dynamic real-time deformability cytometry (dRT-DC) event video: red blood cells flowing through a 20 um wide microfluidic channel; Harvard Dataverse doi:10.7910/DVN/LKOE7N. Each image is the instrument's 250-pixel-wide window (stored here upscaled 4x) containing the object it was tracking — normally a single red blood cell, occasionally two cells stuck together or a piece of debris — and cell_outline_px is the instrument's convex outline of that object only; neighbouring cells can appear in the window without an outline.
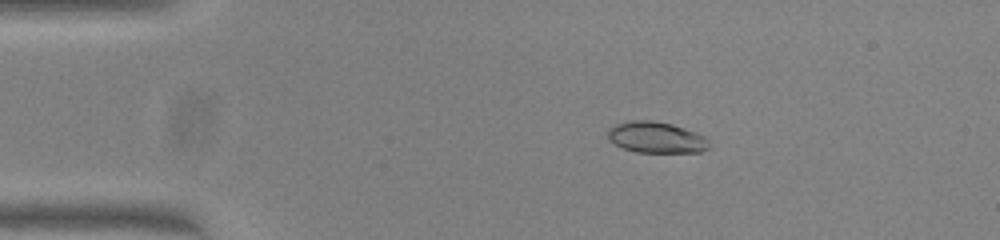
{"species": "common noctule bat (a hibernating species)", "species_latin": "Nyctalus noctula", "temperature_condition": "warm", "stored_images_in_passage": 47, "camera_frame_rate_fps": 3000, "um_per_image_px": 0.085, "animal": {"sex": "female", "body_mass_g": 23.0, "forearm_length_mm": 53.4}, "frame": {"image": 1, "passage_image": 6, "time_ms": 1.667, "image_size_px": [1000, 240], "cell_outline_px": [[708, 148], [700, 152], [636, 152], [624, 148], [608, 140], [608, 128], [616, 124], [632, 120], [652, 120], [672, 124], [696, 132], [704, 136], [708, 140]], "centroid_in_image_um": [55.76, 11.67], "position_along_channel_um": 29.2, "area_um2": 18.32}}
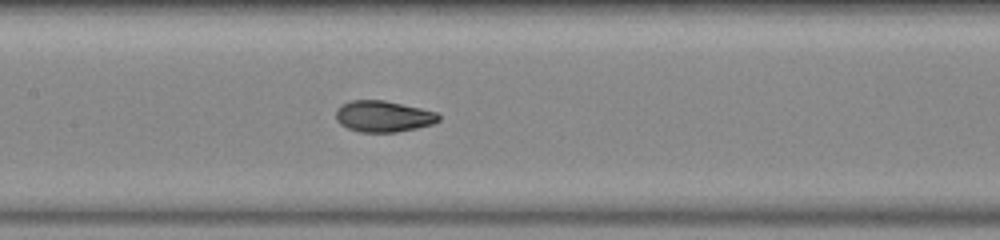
{"frame": {"image": 2, "passage_image": 21, "time_ms": 6.667, "image_size_px": [1000, 240], "cell_outline_px": [[440, 120], [432, 124], [416, 128], [396, 132], [360, 132], [348, 128], [340, 124], [336, 120], [336, 108], [340, 104], [352, 100], [384, 100], [420, 108], [436, 112], [440, 116]], "centroid_in_image_um": [32.55, 9.88], "position_along_channel_um": 174.9, "area_um2": 18.73}}
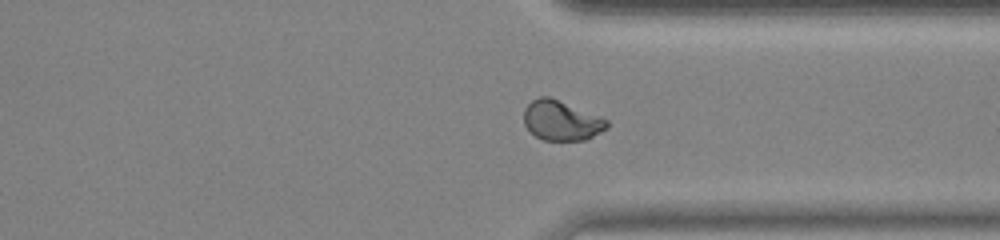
{"frame": {"image": 3, "passage_image": 35, "time_ms": 11.333, "image_size_px": [1000, 240], "cell_outline_px": [[608, 128], [588, 140], [544, 140], [536, 136], [524, 124], [524, 108], [532, 100], [540, 96], [548, 96], [600, 116], [608, 120]], "centroid_in_image_um": [47.74, 10.25], "position_along_channel_um": 363.7, "area_um2": 19.25}, "authors_computed_cell_mechanics": {"area_um2": 19.0162, "velocity_mm_per_s": 4.0553, "shape_relaxation_time_tau1_ms": 6.7473, "shape_relaxation_time_tau2_ms": null, "deformation_change_tau1": 0.2117, "deformation_change_tau2": null}}